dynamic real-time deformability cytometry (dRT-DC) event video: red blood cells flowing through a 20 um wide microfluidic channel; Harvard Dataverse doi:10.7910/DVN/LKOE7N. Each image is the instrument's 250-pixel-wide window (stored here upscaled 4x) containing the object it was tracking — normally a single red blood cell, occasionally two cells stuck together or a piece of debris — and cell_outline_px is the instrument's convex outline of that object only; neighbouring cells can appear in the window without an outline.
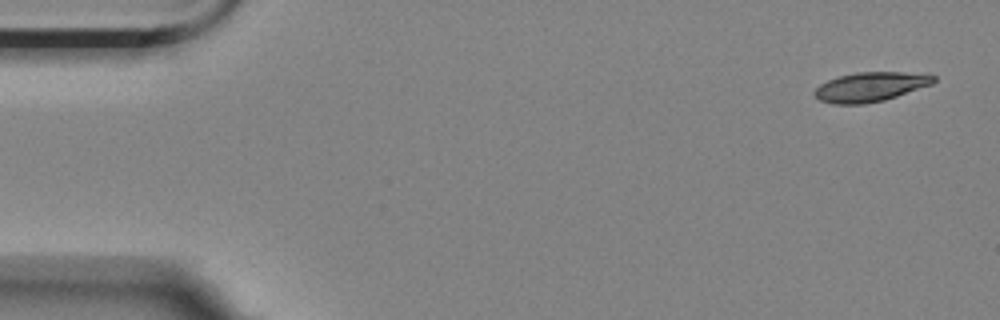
{"species": "Egyptian fruit bat (a non-hibernating species)", "species_latin": "Rousettus aegyptiacus", "temperature_condition": "room temperature", "stored_images_in_passage": 5, "camera_frame_rate_fps": 3000, "um_per_image_px": 0.085, "animal": {"sex": "female"}, "frame": {"image": 1, "passage_image": 1, "time_ms": 0.0, "image_size_px": [1000, 320], "cell_outline_px": [[936, 80], [932, 84], [884, 100], [864, 104], [832, 104], [820, 100], [812, 92], [820, 84], [828, 80], [840, 76], [856, 72], [928, 72], [936, 76]], "centroid_in_image_um": [74.03, 7.36], "position_along_channel_um": 11.0, "area_um2": 20.58}}
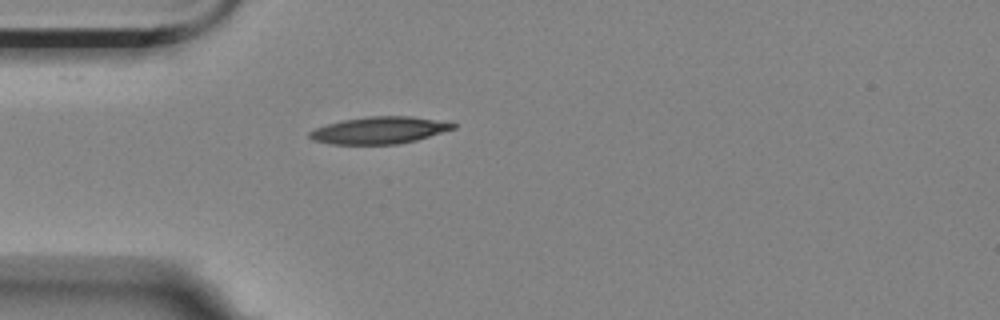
{"frame": {"image": 2, "passage_image": 5, "time_ms": 1.333, "image_size_px": [1000, 320], "cell_outline_px": [[456, 128], [416, 140], [396, 144], [332, 144], [312, 140], [308, 136], [308, 132], [316, 128], [328, 124], [344, 120], [368, 116], [412, 116], [456, 124]], "centroid_in_image_um": [32.21, 11.07], "position_along_channel_um": 52.8, "area_um2": 22.31}}